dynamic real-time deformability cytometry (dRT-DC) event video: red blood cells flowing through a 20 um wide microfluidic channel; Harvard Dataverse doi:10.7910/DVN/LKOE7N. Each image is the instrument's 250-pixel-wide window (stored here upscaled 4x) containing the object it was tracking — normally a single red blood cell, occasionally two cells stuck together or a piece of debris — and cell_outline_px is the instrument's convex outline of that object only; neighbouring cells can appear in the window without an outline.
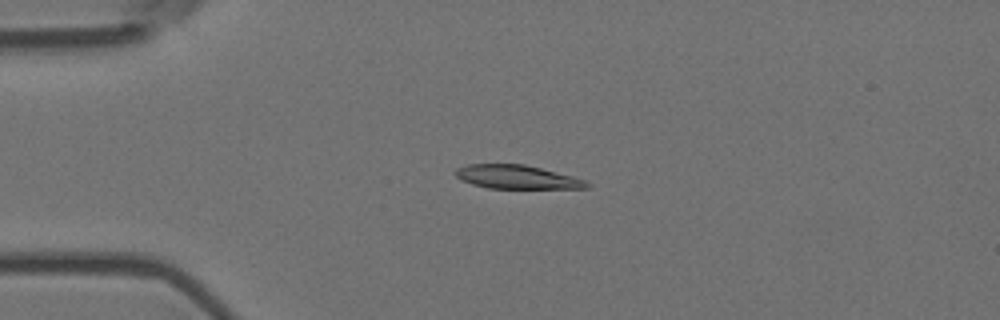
{"species": "Egyptian fruit bat (a non-hibernating species)", "species_latin": "Rousettus aegyptiacus", "temperature_condition": "room temperature", "stored_images_in_passage": 45, "camera_frame_rate_fps": 3000, "um_per_image_px": 0.085, "animal": {"sex": "female"}, "frame": {"image": 1, "passage_image": 3, "time_ms": 0.667, "image_size_px": [1000, 320], "cell_outline_px": [[592, 184], [588, 188], [488, 188], [472, 184], [460, 180], [456, 176], [456, 168], [468, 164], [524, 164], [572, 176], [584, 180]], "centroid_in_image_um": [43.92, 15.04], "position_along_channel_um": 41.1, "area_um2": 17.98}}
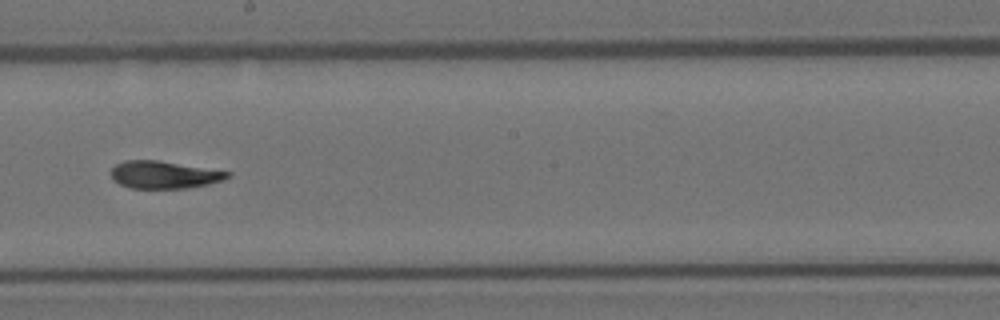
{"frame": {"image": 2, "passage_image": 21, "time_ms": 6.667, "image_size_px": [1000, 320], "cell_outline_px": [[232, 176], [224, 180], [208, 184], [188, 188], [132, 188], [120, 184], [112, 180], [108, 172], [116, 164], [124, 160], [160, 160], [232, 172]], "centroid_in_image_um": [13.94, 14.84], "position_along_channel_um": 234.3, "area_um2": 18.96}}
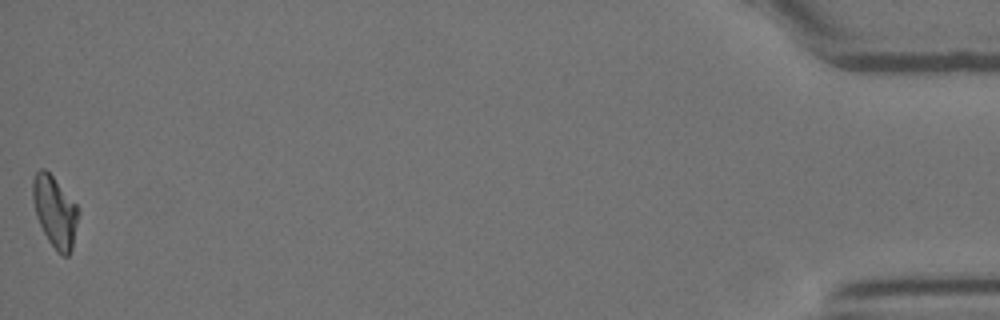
{"frame": {"image": 3, "passage_image": 45, "time_ms": 14.667, "image_size_px": [1000, 320], "cell_outline_px": [[80, 212], [72, 248], [68, 256], [64, 256], [56, 252], [48, 240], [36, 216], [32, 200], [32, 180], [36, 172], [40, 168], [44, 168], [52, 176], [80, 208]], "centroid_in_image_um": [4.67, 17.99], "position_along_channel_um": 430.5, "area_um2": 19.02}, "authors_computed_cell_mechanics": {"area_um2": 19.074, "velocity_mm_per_s": 3.6575, "shape_relaxation_time_tau1_ms": 7.8232, "shape_relaxation_time_tau2_ms": 3.6258, "deformation_change_tau1": 0.2112, "deformation_change_tau2": 0.1105}}